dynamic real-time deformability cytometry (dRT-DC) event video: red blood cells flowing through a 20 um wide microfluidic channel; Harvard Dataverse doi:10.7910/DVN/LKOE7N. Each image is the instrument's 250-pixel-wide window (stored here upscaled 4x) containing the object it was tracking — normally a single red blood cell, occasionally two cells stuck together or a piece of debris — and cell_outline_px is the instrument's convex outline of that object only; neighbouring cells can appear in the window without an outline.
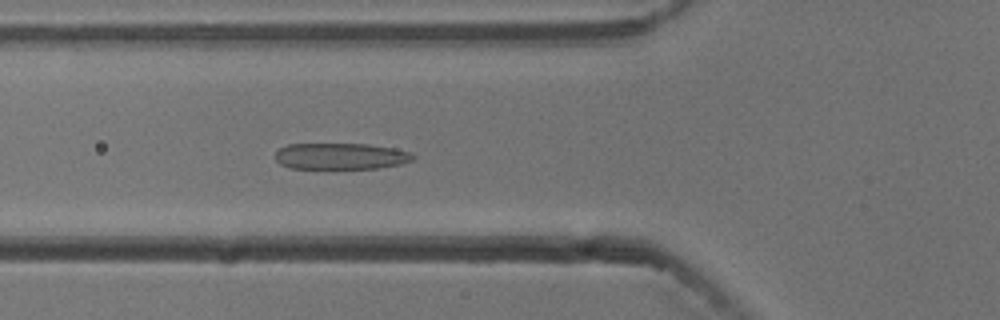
{"species": "common noctule bat (a hibernating species)", "species_latin": "Nyctalus noctula", "temperature_condition": "cold", "stored_images_in_passage": 53, "camera_frame_rate_fps": 3000, "um_per_image_px": 0.085, "animal": {"sex": "male", "body_mass_g": 13.3}, "frame": {"image": 1, "passage_image": 18, "time_ms": 5.667, "image_size_px": [1000, 320], "cell_outline_px": [[416, 156], [412, 160], [400, 164], [376, 168], [288, 168], [280, 164], [276, 160], [276, 152], [280, 148], [288, 144], [368, 144], [392, 148], [412, 152]], "centroid_in_image_um": [28.96, 13.27], "position_along_channel_um": 96.8, "area_um2": 21.04}}
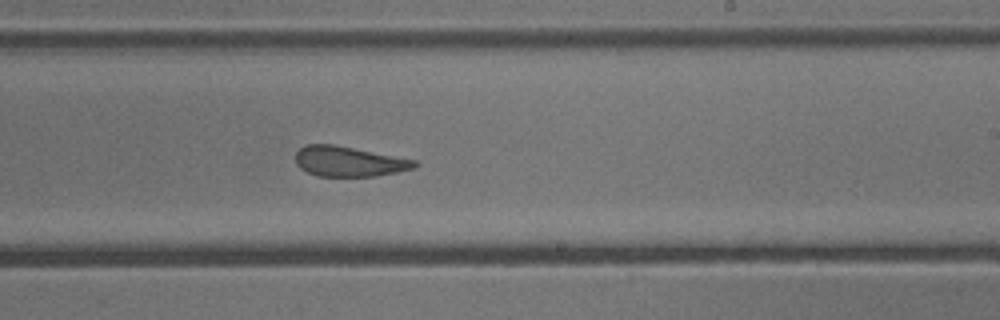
{"frame": {"image": 2, "passage_image": 31, "time_ms": 10.0, "image_size_px": [1000, 320], "cell_outline_px": [[420, 164], [416, 168], [376, 176], [320, 176], [308, 172], [300, 168], [296, 164], [296, 152], [304, 144], [336, 144], [416, 160]], "centroid_in_image_um": [29.67, 13.71], "position_along_channel_um": 259.3, "area_um2": 21.04}}
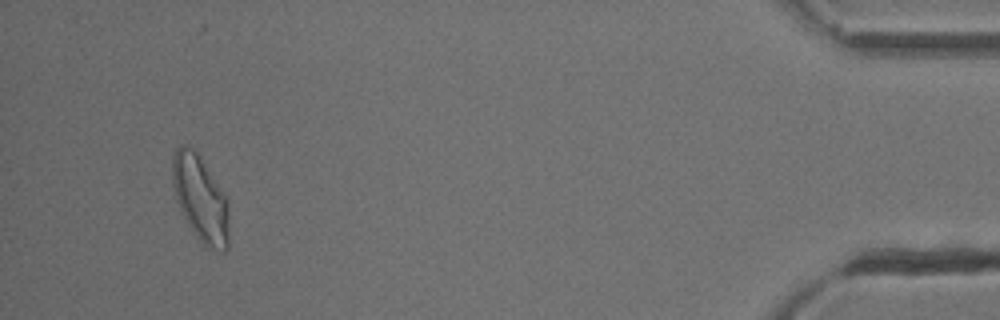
{"frame": {"image": 3, "passage_image": 50, "time_ms": 16.333, "image_size_px": [1000, 320], "cell_outline_px": [[228, 248], [224, 252], [208, 248], [192, 232], [176, 200], [172, 184], [172, 156], [176, 148], [180, 144], [184, 144], [192, 148], [200, 156], [228, 200]], "centroid_in_image_um": [17.02, 16.87], "position_along_channel_um": 418.2, "area_um2": 28.38}, "authors_computed_cell_mechanics": {"area_um2": 23.4668, "velocity_mm_per_s": 3.7433, "shape_relaxation_time_tau1_ms": 6.9881, "shape_relaxation_time_tau2_ms": 1.6812, "deformation_change_tau1": 0.2062, "deformation_change_tau2": 0.1093}}